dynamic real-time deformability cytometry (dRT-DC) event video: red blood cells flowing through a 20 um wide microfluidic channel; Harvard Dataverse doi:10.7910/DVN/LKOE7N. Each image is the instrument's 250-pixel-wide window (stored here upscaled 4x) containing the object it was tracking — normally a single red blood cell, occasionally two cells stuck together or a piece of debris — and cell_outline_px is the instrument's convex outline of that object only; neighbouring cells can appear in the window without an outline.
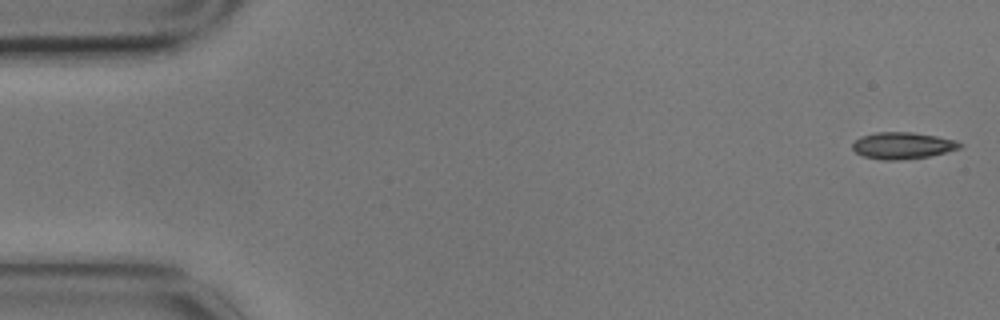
{"species": "common noctule bat (a hibernating species)", "species_latin": "Nyctalus noctula", "temperature_condition": "cold", "stored_images_in_passage": 2, "camera_frame_rate_fps": 3000, "um_per_image_px": 0.085, "animal": {"sex": "male", "body_mass_g": 17.9}, "frame": {"image": 1, "passage_image": 2, "time_ms": 0.333, "image_size_px": [1000, 320], "cell_outline_px": [[964, 144], [960, 148], [948, 152], [928, 156], [896, 160], [884, 160], [864, 156], [856, 152], [852, 148], [852, 144], [860, 136], [876, 132], [912, 132], [936, 136], [956, 140]], "centroid_in_image_um": [76.74, 12.36], "position_along_channel_um": 8.3, "area_um2": 16.65}}